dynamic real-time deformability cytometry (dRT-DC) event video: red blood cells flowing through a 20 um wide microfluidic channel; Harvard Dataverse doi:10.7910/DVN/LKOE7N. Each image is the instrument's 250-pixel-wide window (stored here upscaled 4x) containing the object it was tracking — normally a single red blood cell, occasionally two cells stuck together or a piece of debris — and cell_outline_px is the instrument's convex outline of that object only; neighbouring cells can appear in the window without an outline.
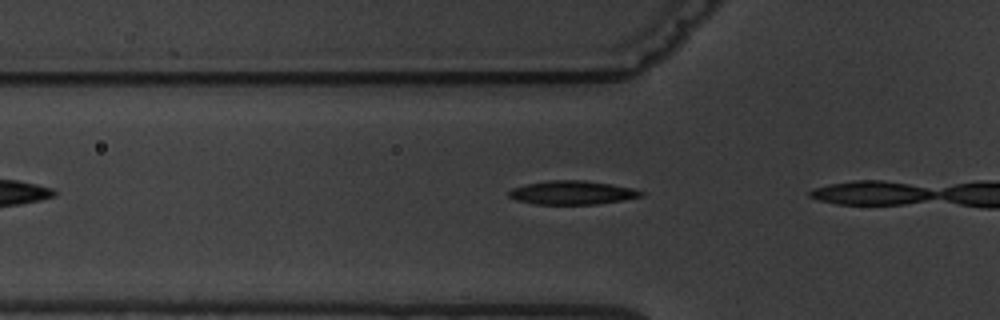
{"species": "common noctule bat (a hibernating species)", "species_latin": "Nyctalus noctula", "temperature_condition": "warm", "stored_images_in_passage": 3, "camera_frame_rate_fps": 3000, "um_per_image_px": 0.085, "animal": {"sex": "male", "body_mass_g": 19.5, "forearm_length_mm": 54.6}, "frame": {"image": 1, "passage_image": 3, "time_ms": 2.333, "image_size_px": [1000, 320], "cell_outline_px": [[644, 196], [624, 200], [596, 204], [536, 204], [516, 200], [508, 196], [508, 192], [512, 188], [528, 184], [548, 180], [584, 180], [612, 184], [632, 188], [644, 192]], "centroid_in_image_um": [48.66, 16.37], "position_along_channel_um": 77.1, "area_um2": 18.26}}